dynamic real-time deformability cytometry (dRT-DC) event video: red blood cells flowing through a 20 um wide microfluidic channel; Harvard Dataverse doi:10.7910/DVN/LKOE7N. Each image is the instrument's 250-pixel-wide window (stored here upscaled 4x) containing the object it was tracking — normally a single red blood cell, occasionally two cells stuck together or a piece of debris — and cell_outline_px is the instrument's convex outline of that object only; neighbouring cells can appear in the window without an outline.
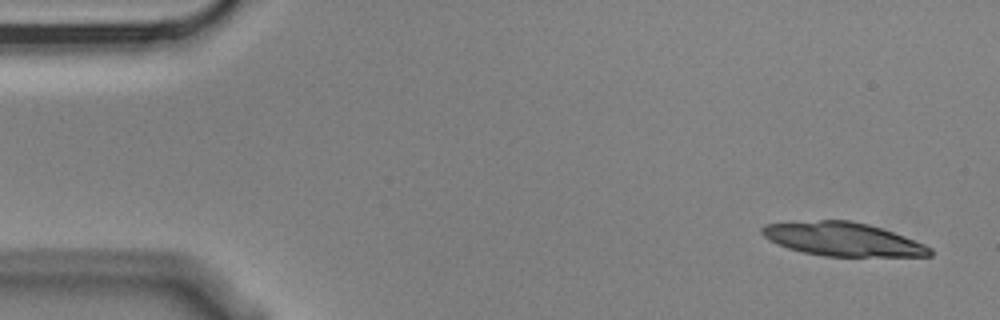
{"species": "Egyptian fruit bat (a non-hibernating species)", "species_latin": "Rousettus aegyptiacus", "temperature_condition": "cold", "stored_images_in_passage": 6, "camera_frame_rate_fps": 3000, "um_per_image_px": 0.085, "animal": {"sex": "male"}, "frame": {"image": 1, "passage_image": 1, "time_ms": 0.0, "image_size_px": [1000, 320], "cell_outline_px": [[932, 256], [824, 256], [804, 252], [788, 248], [768, 240], [760, 232], [760, 228], [764, 224], [820, 220], [852, 220], [868, 224], [904, 236], [924, 244], [932, 248]], "centroid_in_image_um": [71.62, 20.33], "position_along_channel_um": 13.4, "area_um2": 32.66}}
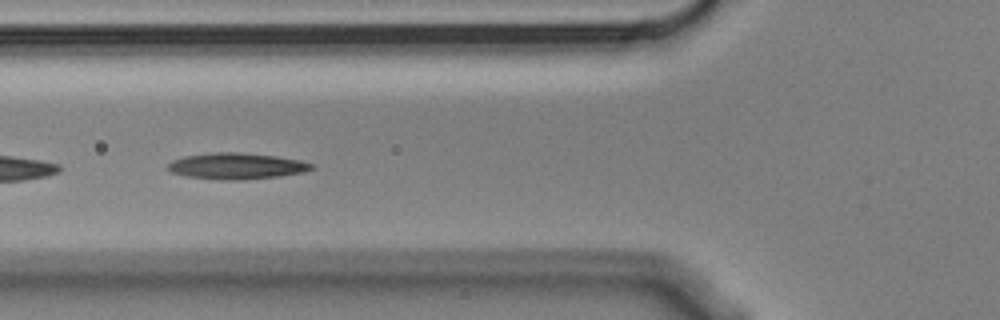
{"frame": {"image": 2, "passage_image": 6, "time_ms": 1.667, "image_size_px": [1000, 320], "cell_outline_px": [[316, 168], [304, 172], [280, 176], [240, 180], [220, 180], [184, 176], [172, 172], [168, 168], [168, 164], [172, 160], [184, 156], [212, 152], [236, 152], [276, 156], [300, 160], [312, 164]], "centroid_in_image_um": [20.1, 14.12], "position_along_channel_um": 105.7, "area_um2": 22.02}}